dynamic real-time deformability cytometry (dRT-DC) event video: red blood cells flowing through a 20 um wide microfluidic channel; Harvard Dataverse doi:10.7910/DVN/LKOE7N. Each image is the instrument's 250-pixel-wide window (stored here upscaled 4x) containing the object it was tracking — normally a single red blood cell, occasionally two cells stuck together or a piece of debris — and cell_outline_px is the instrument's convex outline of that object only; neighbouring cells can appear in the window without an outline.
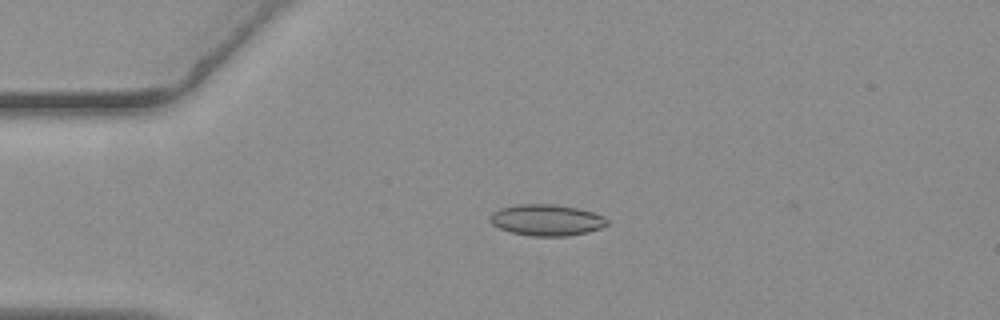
{"species": "common noctule bat (a hibernating species)", "species_latin": "Nyctalus noctula", "temperature_condition": "warm", "stored_images_in_passage": 20, "camera_frame_rate_fps": 3000, "um_per_image_px": 0.085, "animal": {"sex": "female", "body_mass_g": 19.3, "forearm_length_mm": 54.1}, "frame": {"image": 1, "passage_image": 1, "time_ms": 0.0, "image_size_px": [1000, 320], "cell_outline_px": [[608, 224], [600, 228], [588, 232], [568, 236], [532, 236], [512, 232], [500, 228], [492, 224], [488, 220], [488, 216], [492, 212], [500, 208], [516, 204], [556, 204], [576, 208], [592, 212], [604, 216], [608, 220]], "centroid_in_image_um": [46.44, 18.7], "position_along_channel_um": 38.6, "area_um2": 21.44}}
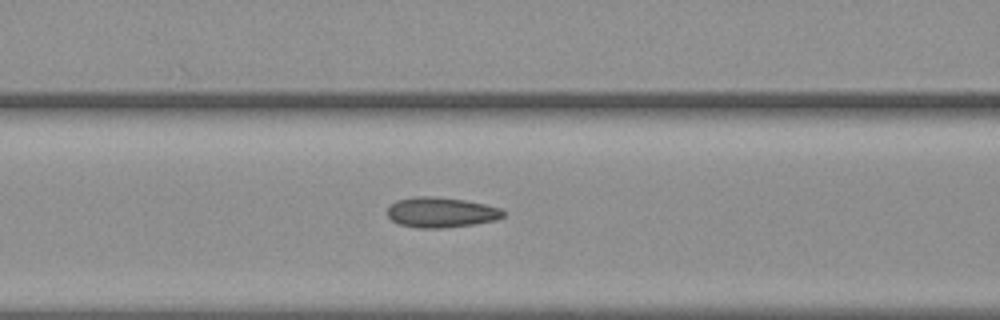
{"frame": {"image": 2, "passage_image": 11, "time_ms": 3.333, "image_size_px": [1000, 320], "cell_outline_px": [[504, 216], [496, 220], [476, 224], [444, 228], [416, 228], [400, 224], [392, 220], [388, 216], [388, 208], [396, 200], [416, 196], [436, 196], [464, 200], [484, 204], [500, 208], [504, 212]], "centroid_in_image_um": [37.49, 18.05], "position_along_channel_um": 129.1, "area_um2": 20.46}}
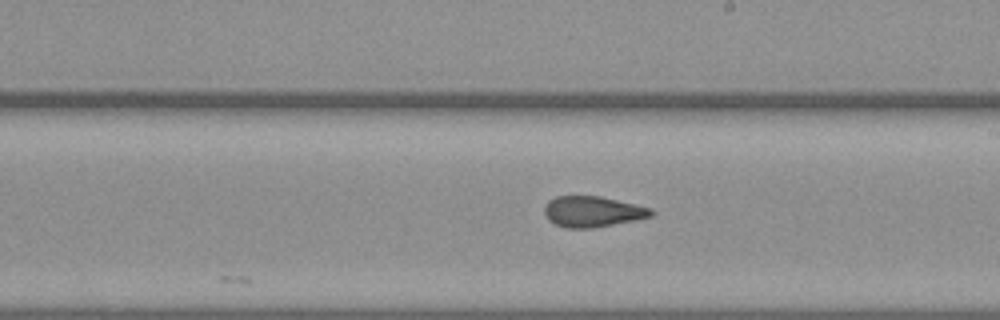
{"frame": {"image": 3, "passage_image": 20, "time_ms": 6.333, "image_size_px": [1000, 320], "cell_outline_px": [[656, 212], [652, 216], [636, 220], [592, 228], [568, 228], [556, 224], [548, 220], [544, 212], [544, 204], [548, 200], [556, 196], [600, 196], [652, 208]], "centroid_in_image_um": [50.37, 17.98], "position_along_channel_um": 238.6, "area_um2": 19.25}}